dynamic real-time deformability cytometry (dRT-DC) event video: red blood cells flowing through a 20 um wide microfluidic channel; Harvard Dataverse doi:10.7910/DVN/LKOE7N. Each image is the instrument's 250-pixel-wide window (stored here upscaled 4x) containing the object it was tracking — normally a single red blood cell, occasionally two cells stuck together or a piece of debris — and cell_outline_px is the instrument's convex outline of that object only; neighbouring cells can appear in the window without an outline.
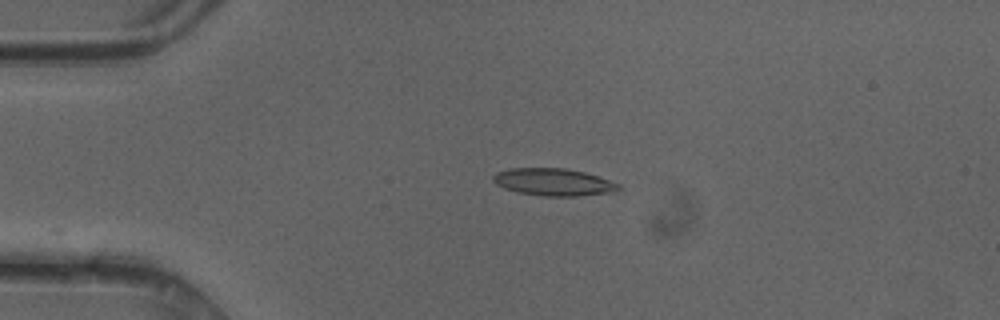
{"species": "common noctule bat (a hibernating species)", "species_latin": "Nyctalus noctula", "temperature_condition": "cold", "stored_images_in_passage": 14, "camera_frame_rate_fps": 3000, "um_per_image_px": 0.085, "animal": {"sex": "female"}, "frame": {"image": 1, "passage_image": 1, "time_ms": 0.0, "image_size_px": [1000, 320], "cell_outline_px": [[620, 188], [616, 192], [580, 196], [544, 196], [516, 192], [504, 188], [496, 184], [492, 180], [492, 176], [496, 172], [508, 168], [564, 168], [584, 172], [620, 184]], "centroid_in_image_um": [47.02, 15.48], "position_along_channel_um": 38.0, "area_um2": 20.06}}
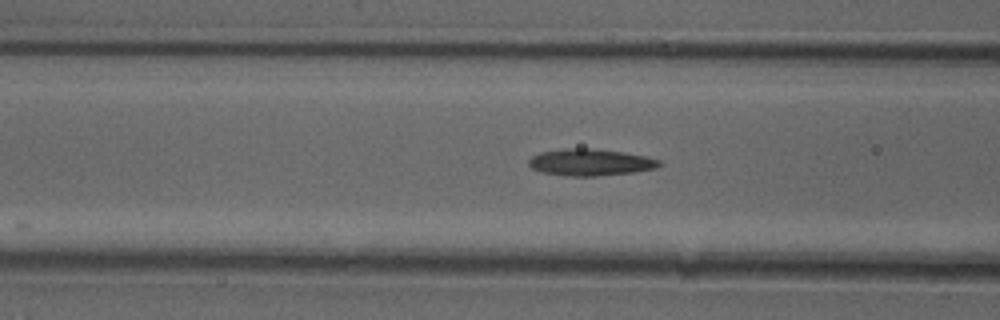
{"frame": {"image": 2, "passage_image": 9, "time_ms": 2.667, "image_size_px": [1000, 320], "cell_outline_px": [[664, 164], [656, 168], [632, 172], [596, 176], [568, 176], [540, 172], [532, 168], [528, 164], [528, 160], [532, 156], [540, 152], [564, 148], [596, 148], [624, 152], [648, 156], [660, 160]], "centroid_in_image_um": [50.19, 13.78], "position_along_channel_um": 116.4, "area_um2": 20.63}}
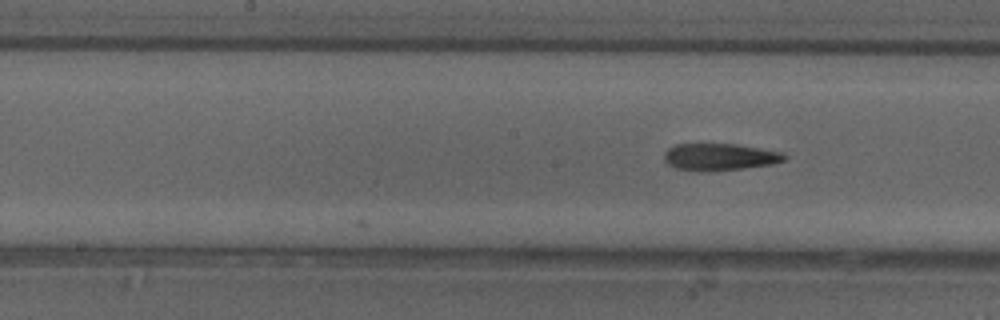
{"frame": {"image": 3, "passage_image": 14, "time_ms": 4.333, "image_size_px": [1000, 320], "cell_outline_px": [[788, 156], [784, 160], [772, 164], [744, 168], [676, 168], [668, 164], [664, 160], [664, 152], [668, 148], [676, 144], [736, 144], [784, 152]], "centroid_in_image_um": [61.23, 13.28], "position_along_channel_um": 187.0, "area_um2": 18.03}}